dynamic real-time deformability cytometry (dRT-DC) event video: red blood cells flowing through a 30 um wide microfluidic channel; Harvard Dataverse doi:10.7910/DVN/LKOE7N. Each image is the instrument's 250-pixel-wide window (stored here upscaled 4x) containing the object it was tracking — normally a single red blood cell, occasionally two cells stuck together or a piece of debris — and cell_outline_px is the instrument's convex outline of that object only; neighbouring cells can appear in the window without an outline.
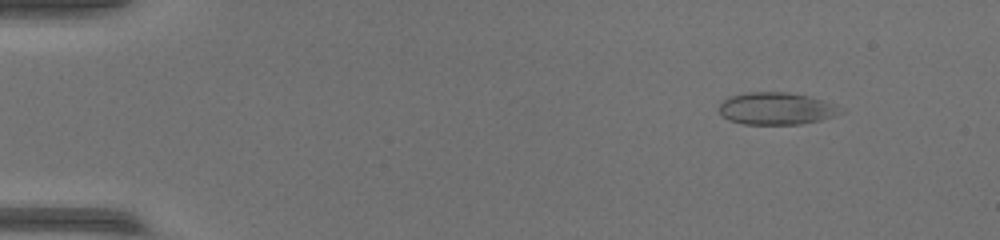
{"species": "common noctule bat (a hibernating species)", "species_latin": "Nyctalus noctula", "temperature_condition": "warm", "stored_images_in_passage": 53, "camera_frame_rate_fps": 3000, "um_per_image_px": 0.085, "animal": {"sex": "female", "body_mass_g": 17.0, "forearm_length_mm": 48.0}, "frame": {"image": 1, "passage_image": 7, "time_ms": 2.0, "image_size_px": [1000, 240], "cell_outline_px": [[844, 112], [836, 116], [820, 120], [800, 124], [744, 124], [728, 120], [720, 112], [720, 104], [728, 96], [748, 92], [788, 92], [808, 96], [824, 100], [836, 104]], "centroid_in_image_um": [66.02, 9.22], "position_along_channel_um": 19.0, "area_um2": 22.89}}
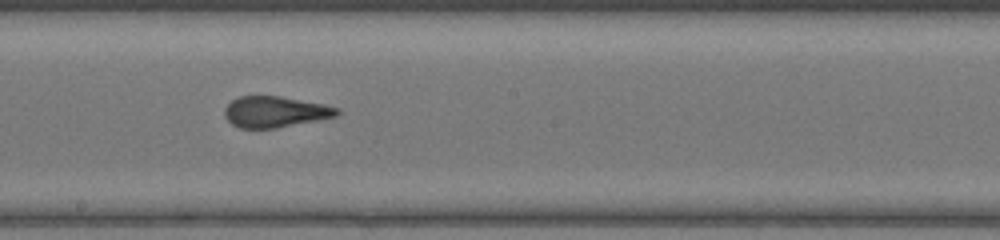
{"frame": {"image": 2, "passage_image": 31, "time_ms": 10.0, "image_size_px": [1000, 240], "cell_outline_px": [[340, 112], [336, 116], [276, 128], [240, 128], [232, 124], [224, 116], [224, 108], [232, 100], [240, 96], [280, 96], [324, 104], [340, 108]], "centroid_in_image_um": [23.37, 9.5], "position_along_channel_um": 224.8, "area_um2": 20.23}}
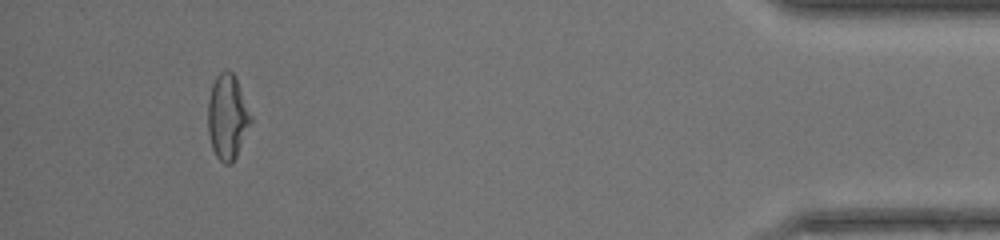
{"frame": {"image": 3, "passage_image": 50, "time_ms": 16.333, "image_size_px": [1000, 240], "cell_outline_px": [[252, 120], [236, 156], [232, 164], [224, 164], [216, 156], [212, 148], [208, 132], [208, 100], [212, 84], [216, 76], [224, 68], [232, 72], [236, 76], [252, 116]], "centroid_in_image_um": [19.33, 9.91], "position_along_channel_um": 415.9, "area_um2": 21.33}}